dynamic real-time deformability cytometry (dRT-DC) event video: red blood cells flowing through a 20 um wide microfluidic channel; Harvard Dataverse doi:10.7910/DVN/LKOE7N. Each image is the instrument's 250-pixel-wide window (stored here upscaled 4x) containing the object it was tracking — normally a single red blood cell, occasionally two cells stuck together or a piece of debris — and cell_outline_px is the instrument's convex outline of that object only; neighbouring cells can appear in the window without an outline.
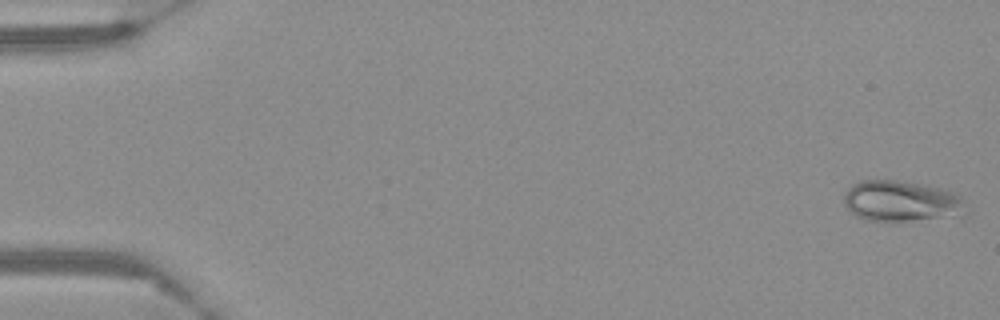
{"species": "Egyptian fruit bat (a non-hibernating species)", "species_latin": "Rousettus aegyptiacus", "temperature_condition": "warm", "stored_images_in_passage": 57, "camera_frame_rate_fps": 3000, "um_per_image_px": 0.085, "frame": {"image": 1, "passage_image": 1, "time_ms": 0.0, "image_size_px": [1000, 320], "cell_outline_px": [[968, 212], [964, 220], [900, 224], [888, 224], [864, 220], [856, 216], [844, 204], [844, 192], [852, 184], [860, 180], [896, 180], [940, 188], [952, 192], [960, 196]], "centroid_in_image_um": [76.74, 17.23], "position_along_channel_um": 8.3, "area_um2": 31.44}}
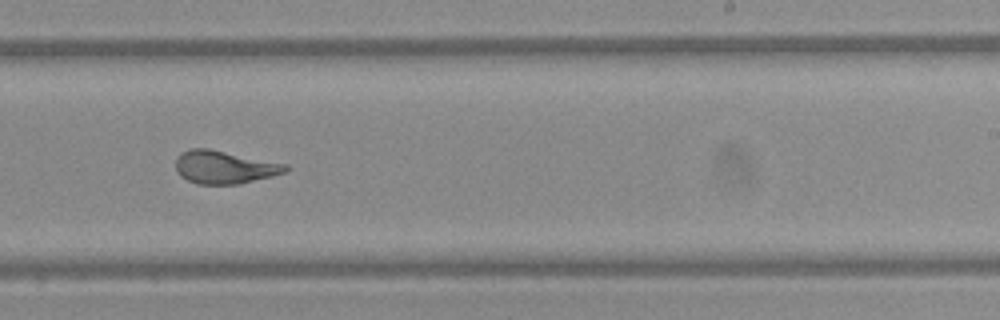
{"frame": {"image": 2, "passage_image": 36, "time_ms": 11.667, "image_size_px": [1000, 320], "cell_outline_px": [[292, 168], [288, 172], [240, 184], [196, 184], [180, 176], [176, 172], [176, 160], [180, 152], [192, 148], [208, 148], [288, 164]], "centroid_in_image_um": [19.11, 14.21], "position_along_channel_um": 269.9, "area_um2": 21.39}}
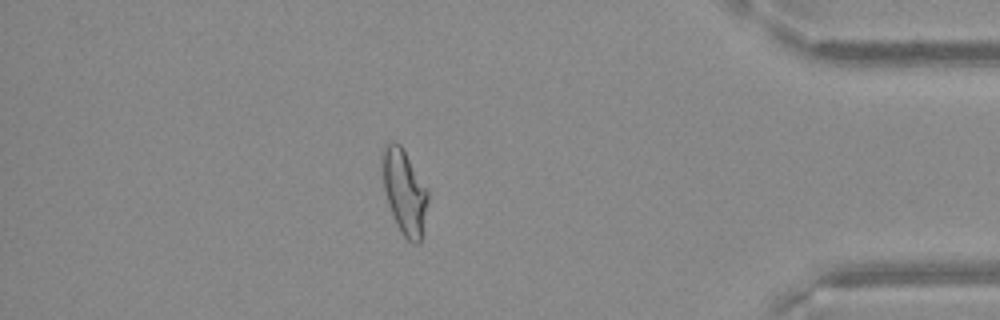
{"frame": {"image": 3, "passage_image": 50, "time_ms": 16.333, "image_size_px": [1000, 320], "cell_outline_px": [[428, 200], [420, 244], [412, 244], [400, 232], [396, 224], [388, 204], [384, 188], [384, 152], [388, 144], [392, 140], [400, 144], [428, 188]], "centroid_in_image_um": [34.42, 16.37], "position_along_channel_um": 400.8, "area_um2": 22.02}}